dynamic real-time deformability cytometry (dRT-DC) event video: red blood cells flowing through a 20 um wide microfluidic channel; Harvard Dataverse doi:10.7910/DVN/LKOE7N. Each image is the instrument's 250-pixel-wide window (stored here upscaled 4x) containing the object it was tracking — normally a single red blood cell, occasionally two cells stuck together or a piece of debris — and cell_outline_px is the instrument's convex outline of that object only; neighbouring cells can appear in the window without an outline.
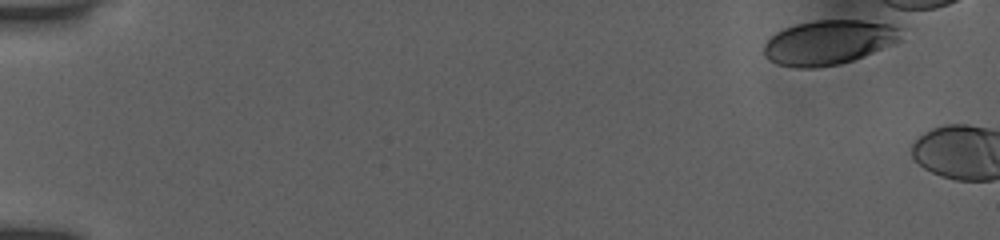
{"species": "human", "species_latin": "Homo sapiens", "temperature_condition": "room temperature", "stored_images_in_passage": 1, "camera_frame_rate_fps": 3000, "um_per_image_px": 0.085, "donor": {"sex": "female"}, "frame": {"image": 1, "passage_image": 1, "time_ms": 0.0, "image_size_px": [1000, 240], "cell_outline_px": [[904, 40], [896, 44], [852, 60], [840, 64], [816, 68], [796, 68], [776, 64], [768, 60], [764, 56], [764, 44], [776, 32], [784, 28], [796, 24], [816, 20], [864, 20], [888, 24], [900, 28]], "centroid_in_image_um": [70.46, 3.61], "position_along_channel_um": 14.5, "area_um2": 35.95}}